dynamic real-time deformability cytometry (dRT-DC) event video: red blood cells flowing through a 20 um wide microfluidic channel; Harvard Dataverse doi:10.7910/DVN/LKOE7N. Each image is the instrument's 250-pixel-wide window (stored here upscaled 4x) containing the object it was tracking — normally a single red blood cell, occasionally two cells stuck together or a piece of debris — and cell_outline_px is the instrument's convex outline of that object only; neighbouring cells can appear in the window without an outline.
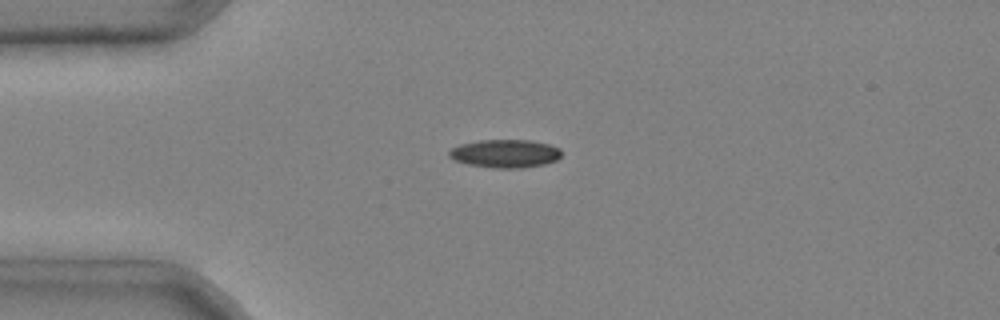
{"species": "common noctule bat (a hibernating species)", "species_latin": "Nyctalus noctula", "temperature_condition": "cold", "stored_images_in_passage": 7, "camera_frame_rate_fps": 3000, "um_per_image_px": 0.085, "animal": {"sex": "male", "body_mass_g": 20.4}, "frame": {"image": 1, "passage_image": 4, "time_ms": 1.0, "image_size_px": [1000, 320], "cell_outline_px": [[560, 156], [556, 160], [544, 164], [524, 168], [492, 168], [468, 164], [456, 160], [448, 156], [448, 152], [452, 148], [460, 144], [480, 140], [532, 140], [548, 144], [560, 148]], "centroid_in_image_um": [42.93, 13.05], "position_along_channel_um": 42.1, "area_um2": 18.44}}
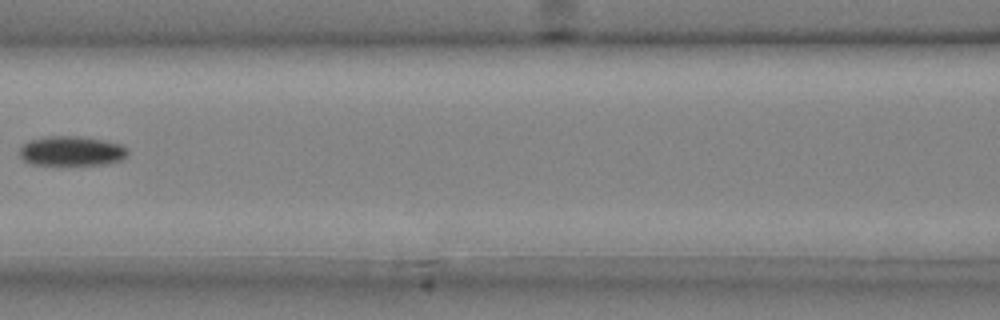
{"frame": {"image": 2, "passage_image": 7, "time_ms": 2.0, "image_size_px": [1000, 320], "cell_outline_px": [[128, 156], [120, 160], [108, 164], [32, 164], [24, 160], [20, 156], [20, 148], [28, 140], [48, 136], [76, 136], [100, 140], [120, 144], [128, 152]], "centroid_in_image_um": [6.06, 12.83], "position_along_channel_um": 160.5, "area_um2": 18.38}}